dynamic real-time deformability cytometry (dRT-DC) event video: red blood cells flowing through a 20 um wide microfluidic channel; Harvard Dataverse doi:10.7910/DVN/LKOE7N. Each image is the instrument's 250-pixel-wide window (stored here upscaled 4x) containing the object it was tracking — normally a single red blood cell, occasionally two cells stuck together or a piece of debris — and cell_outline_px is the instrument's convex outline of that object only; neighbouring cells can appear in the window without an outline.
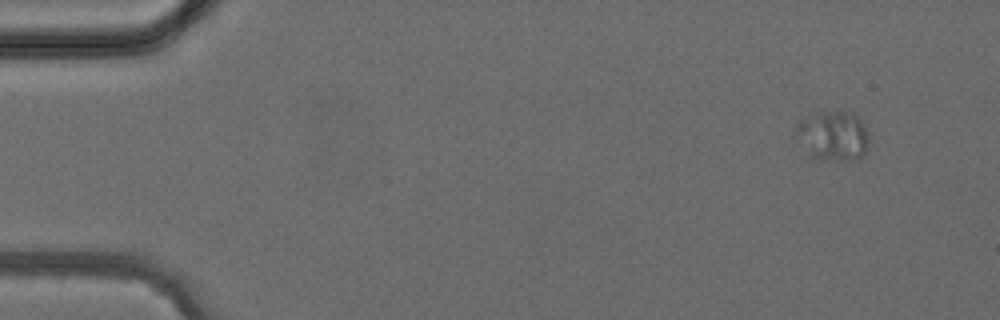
{"species": "common noctule bat (a hibernating species)", "species_latin": "Nyctalus noctula", "temperature_condition": "cold", "stored_images_in_passage": 3, "camera_frame_rate_fps": 3000, "um_per_image_px": 0.085, "animal": {"sex": "female", "body_mass_g": 24.6, "forearm_length_mm": 56.2}, "frame": {"image": 1, "passage_image": 1, "time_ms": 0.0, "image_size_px": [1000, 320], "cell_outline_px": [[868, 148], [864, 156], [860, 160], [820, 160], [808, 156], [792, 132], [796, 124], [808, 112], [836, 108], [852, 112], [860, 116], [868, 132]], "centroid_in_image_um": [70.77, 11.48], "position_along_channel_um": 14.2, "area_um2": 22.89}}
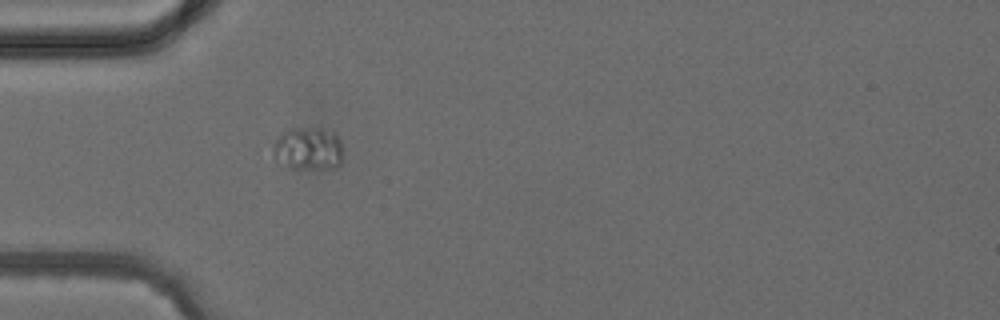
{"frame": {"image": 2, "passage_image": 3, "time_ms": 3.333, "image_size_px": [1000, 320], "cell_outline_px": [[344, 160], [336, 168], [288, 168], [272, 152], [272, 144], [276, 136], [288, 128], [332, 128], [340, 136], [344, 156]], "centroid_in_image_um": [26.26, 12.59], "position_along_channel_um": 58.7, "area_um2": 18.21}}